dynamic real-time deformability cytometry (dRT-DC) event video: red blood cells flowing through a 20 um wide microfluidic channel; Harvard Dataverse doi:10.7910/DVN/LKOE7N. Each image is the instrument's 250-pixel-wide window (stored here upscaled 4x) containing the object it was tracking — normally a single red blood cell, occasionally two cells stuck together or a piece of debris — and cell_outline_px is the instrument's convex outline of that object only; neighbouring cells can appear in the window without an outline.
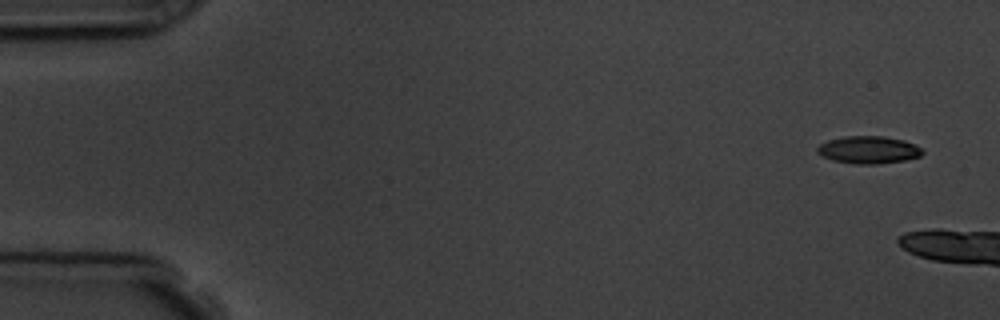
{"species": "common noctule bat (a hibernating species)", "species_latin": "Nyctalus noctula", "temperature_condition": "room temperature", "stored_images_in_passage": 3, "camera_frame_rate_fps": 3000, "um_per_image_px": 0.085, "animal": {"sex": "male", "body_mass_g": 19.5, "forearm_length_mm": 54.6}, "frame": {"image": 1, "passage_image": 1, "time_ms": 0.0, "image_size_px": [1000, 320], "cell_outline_px": [[924, 152], [920, 156], [904, 160], [876, 164], [856, 164], [832, 160], [820, 156], [816, 152], [816, 148], [820, 144], [828, 140], [844, 136], [884, 136], [904, 140], [916, 144]], "centroid_in_image_um": [73.8, 12.73], "position_along_channel_um": 11.2, "area_um2": 16.94}}